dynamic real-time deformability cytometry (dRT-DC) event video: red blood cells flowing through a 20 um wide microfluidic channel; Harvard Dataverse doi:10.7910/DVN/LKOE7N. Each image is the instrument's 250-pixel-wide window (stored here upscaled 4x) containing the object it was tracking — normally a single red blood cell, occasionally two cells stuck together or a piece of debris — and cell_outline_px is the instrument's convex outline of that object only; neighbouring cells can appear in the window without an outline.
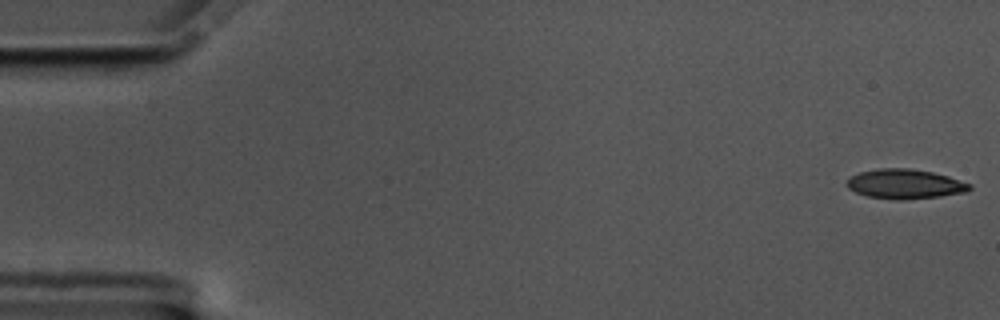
{"species": "common noctule bat (a hibernating species)", "species_latin": "Nyctalus noctula", "temperature_condition": "cold", "stored_images_in_passage": 57, "camera_frame_rate_fps": 3000, "um_per_image_px": 0.085, "animal": {"sex": "male", "body_mass_g": 17.5, "forearm_length_mm": 52.3}, "frame": {"image": 1, "passage_image": 1, "time_ms": 0.0, "image_size_px": [1000, 320], "cell_outline_px": [[972, 188], [968, 192], [940, 196], [900, 200], [896, 200], [868, 196], [856, 192], [848, 188], [848, 180], [852, 176], [860, 172], [880, 168], [908, 168], [932, 172], [948, 176], [972, 184]], "centroid_in_image_um": [76.97, 15.64], "position_along_channel_um": 8.0, "area_um2": 21.04}}
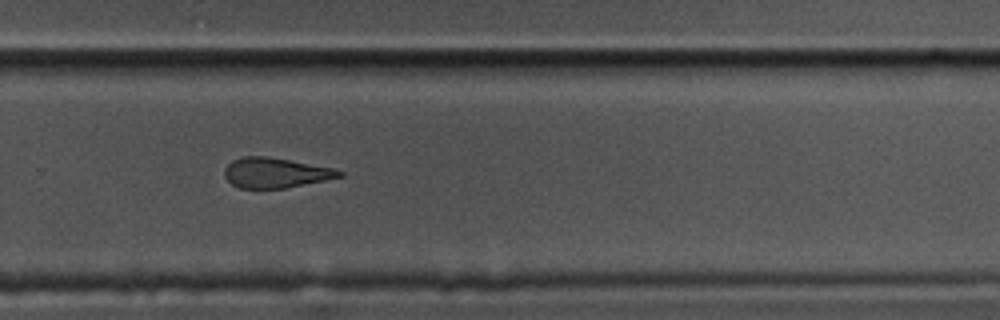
{"frame": {"image": 2, "passage_image": 38, "time_ms": 12.333, "image_size_px": [1000, 320], "cell_outline_px": [[344, 176], [284, 188], [240, 188], [232, 184], [224, 176], [224, 168], [232, 160], [244, 156], [268, 156], [332, 168], [344, 172]], "centroid_in_image_um": [23.38, 14.68], "position_along_channel_um": 306.4, "area_um2": 19.94}}
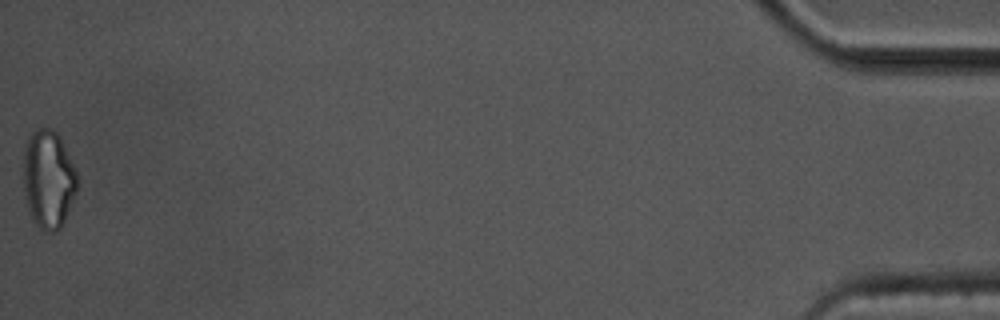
{"frame": {"image": 3, "passage_image": 57, "time_ms": 18.667, "image_size_px": [1000, 320], "cell_outline_px": [[76, 192], [64, 220], [60, 228], [56, 232], [44, 232], [32, 220], [28, 212], [24, 192], [24, 148], [28, 136], [36, 128], [52, 128], [60, 136], [76, 168]], "centroid_in_image_um": [4.1, 15.22], "position_along_channel_um": 431.1, "area_um2": 31.04}, "authors_computed_cell_mechanics": {"area_um2": 21.8484, "velocity_mm_per_s": 3.5211, "shape_relaxation_time_tau1_ms": 5.5586, "shape_relaxation_time_tau2_ms": 3.6437, "deformation_change_tau1": 0.1698, "deformation_change_tau2": 0.1446}}